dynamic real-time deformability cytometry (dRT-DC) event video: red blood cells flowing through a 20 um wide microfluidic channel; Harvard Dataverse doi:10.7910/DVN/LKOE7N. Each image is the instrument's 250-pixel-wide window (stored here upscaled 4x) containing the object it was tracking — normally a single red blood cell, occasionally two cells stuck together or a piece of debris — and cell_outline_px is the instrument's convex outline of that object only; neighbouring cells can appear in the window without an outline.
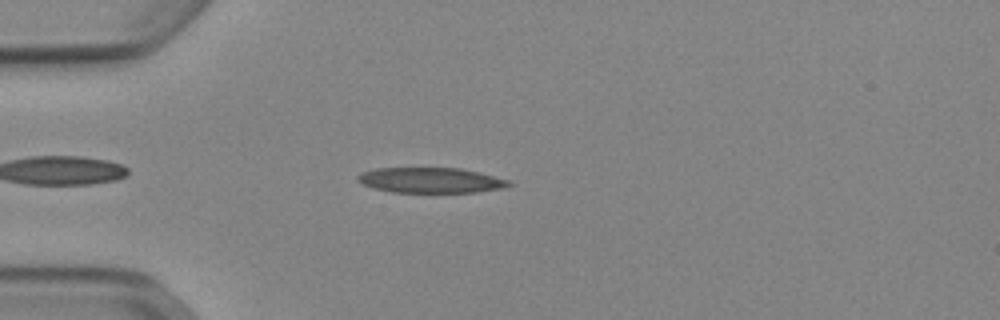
{"species": "Egyptian fruit bat (a non-hibernating species)", "species_latin": "Rousettus aegyptiacus", "temperature_condition": "cold", "stored_images_in_passage": 44, "camera_frame_rate_fps": 3000, "um_per_image_px": 0.085, "animal": {"sex": "female"}, "frame": {"image": 1, "passage_image": 6, "time_ms": 1.667, "image_size_px": [1000, 320], "cell_outline_px": [[512, 184], [504, 188], [476, 192], [392, 192], [376, 188], [364, 184], [356, 180], [356, 176], [364, 172], [376, 168], [460, 168], [480, 172], [512, 180]], "centroid_in_image_um": [36.68, 15.31], "position_along_channel_um": 48.3, "area_um2": 22.31}}
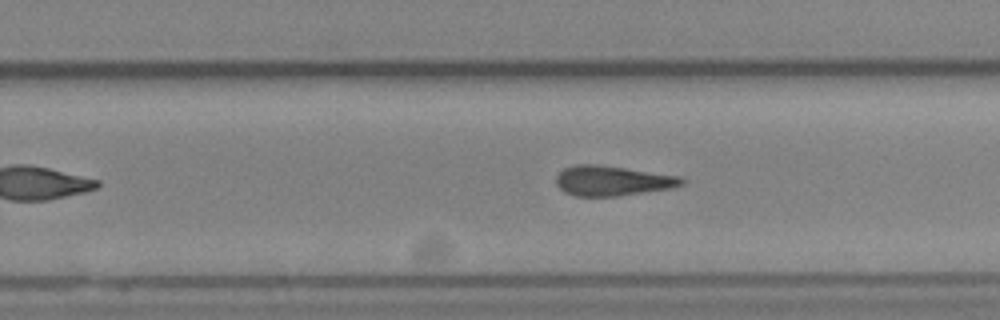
{"frame": {"image": 2, "passage_image": 25, "time_ms": 8.0, "image_size_px": [1000, 320], "cell_outline_px": [[688, 180], [684, 184], [672, 188], [616, 196], [576, 196], [564, 192], [556, 184], [556, 176], [564, 168], [576, 164], [596, 164], [680, 176]], "centroid_in_image_um": [52.06, 15.36], "position_along_channel_um": 277.7, "area_um2": 21.91}}
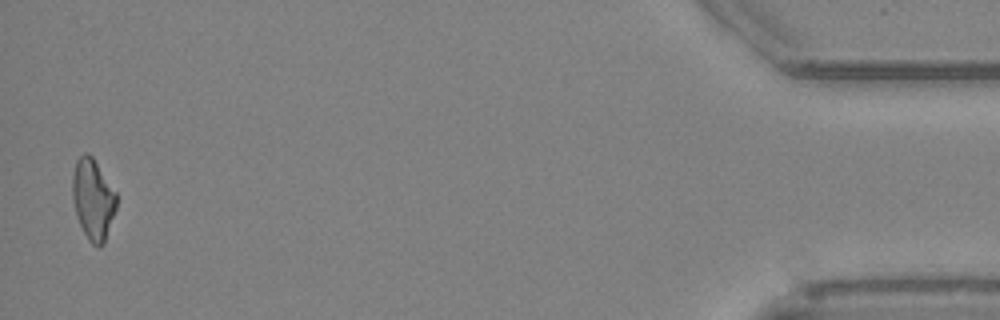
{"frame": {"image": 3, "passage_image": 43, "time_ms": 14.0, "image_size_px": [1000, 320], "cell_outline_px": [[116, 208], [104, 244], [100, 248], [92, 244], [88, 240], [76, 216], [72, 196], [72, 176], [76, 160], [84, 152], [88, 152], [92, 156], [116, 192]], "centroid_in_image_um": [7.89, 16.94], "position_along_channel_um": 427.3, "area_um2": 20.75}, "authors_computed_cell_mechanics": {"area_um2": 22.0796, "velocity_mm_per_s": 3.8878, "shape_relaxation_time_tau1_ms": 10.1092, "shape_relaxation_time_tau2_ms": 5.6157, "deformation_change_tau1": 0.2431, "deformation_change_tau2": 0.1916}}